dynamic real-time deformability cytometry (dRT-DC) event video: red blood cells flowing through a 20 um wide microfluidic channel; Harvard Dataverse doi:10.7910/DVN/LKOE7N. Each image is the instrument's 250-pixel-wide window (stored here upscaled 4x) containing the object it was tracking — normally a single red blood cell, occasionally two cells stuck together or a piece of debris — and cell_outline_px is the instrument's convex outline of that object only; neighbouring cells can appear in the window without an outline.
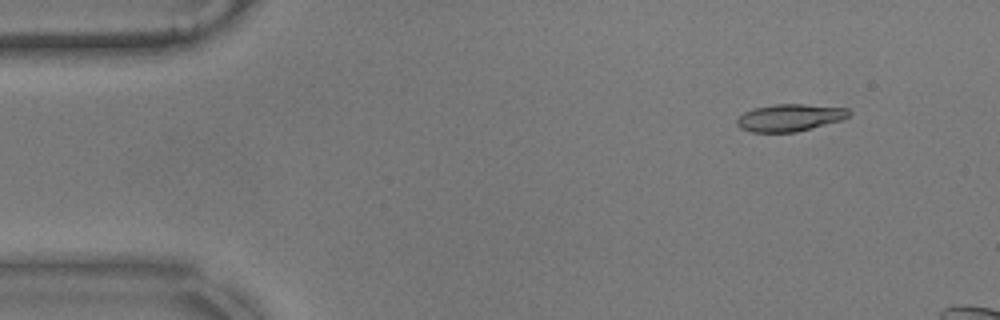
{"species": "common noctule bat (a hibernating species)", "species_latin": "Nyctalus noctula", "temperature_condition": "warm", "stored_images_in_passage": 9, "camera_frame_rate_fps": 3000, "um_per_image_px": 0.085, "animal": {"sex": "male", "body_mass_g": 17.9}, "frame": {"image": 1, "passage_image": 1, "time_ms": 0.0, "image_size_px": [1000, 320], "cell_outline_px": [[852, 112], [848, 116], [840, 120], [796, 132], [752, 132], [740, 128], [736, 124], [736, 120], [744, 112], [752, 108], [776, 104], [804, 104], [848, 108]], "centroid_in_image_um": [67.1, 9.99], "position_along_channel_um": 17.9, "area_um2": 17.69}}